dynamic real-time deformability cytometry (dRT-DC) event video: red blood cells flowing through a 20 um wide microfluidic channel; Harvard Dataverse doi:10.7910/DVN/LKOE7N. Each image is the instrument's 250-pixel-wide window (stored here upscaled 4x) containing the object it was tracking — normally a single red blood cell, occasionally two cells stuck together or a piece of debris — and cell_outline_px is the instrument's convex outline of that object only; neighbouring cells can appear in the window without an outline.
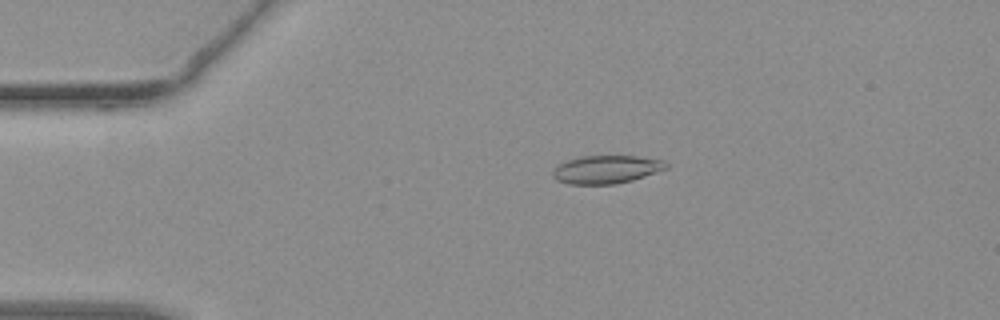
{"species": "common noctule bat (a hibernating species)", "species_latin": "Nyctalus noctula", "temperature_condition": "warm", "stored_images_in_passage": 38, "camera_frame_rate_fps": 3000, "um_per_image_px": 0.085, "animal": {"sex": "female", "body_mass_g": 19.3, "forearm_length_mm": 54.1}, "frame": {"image": 1, "passage_image": 3, "time_ms": 0.667, "image_size_px": [1000, 320], "cell_outline_px": [[668, 168], [632, 180], [616, 184], [568, 184], [556, 180], [552, 176], [552, 172], [556, 164], [580, 156], [636, 156], [664, 160], [668, 164]], "centroid_in_image_um": [51.51, 14.4], "position_along_channel_um": 33.5, "area_um2": 18.67}}
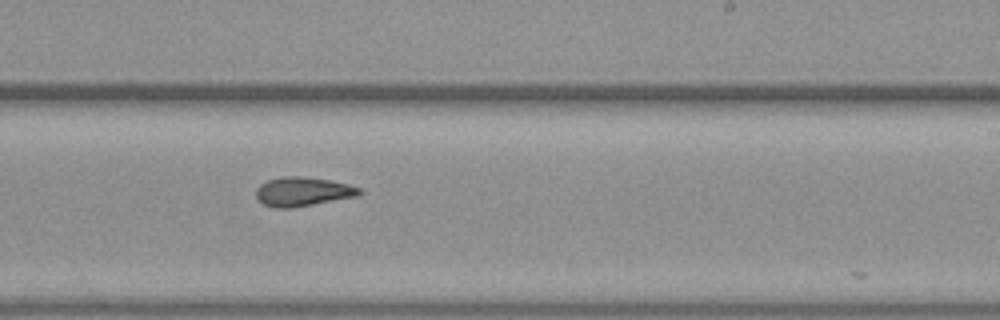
{"frame": {"image": 2, "passage_image": 21, "time_ms": 6.667, "image_size_px": [1000, 320], "cell_outline_px": [[364, 192], [356, 196], [292, 208], [276, 208], [264, 204], [256, 200], [256, 188], [260, 184], [268, 180], [284, 176], [300, 176], [328, 180], [348, 184], [360, 188]], "centroid_in_image_um": [25.7, 16.29], "position_along_channel_um": 263.3, "area_um2": 17.46}}
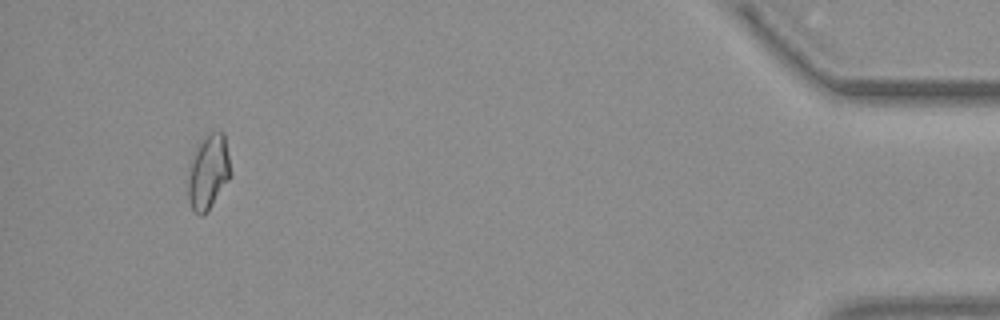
{"frame": {"image": 3, "passage_image": 36, "time_ms": 11.667, "image_size_px": [1000, 320], "cell_outline_px": [[232, 176], [208, 212], [200, 216], [192, 208], [188, 200], [188, 176], [192, 160], [200, 144], [212, 132], [224, 132], [232, 172]], "centroid_in_image_um": [17.75, 14.69], "position_along_channel_um": 417.4, "area_um2": 18.32}}